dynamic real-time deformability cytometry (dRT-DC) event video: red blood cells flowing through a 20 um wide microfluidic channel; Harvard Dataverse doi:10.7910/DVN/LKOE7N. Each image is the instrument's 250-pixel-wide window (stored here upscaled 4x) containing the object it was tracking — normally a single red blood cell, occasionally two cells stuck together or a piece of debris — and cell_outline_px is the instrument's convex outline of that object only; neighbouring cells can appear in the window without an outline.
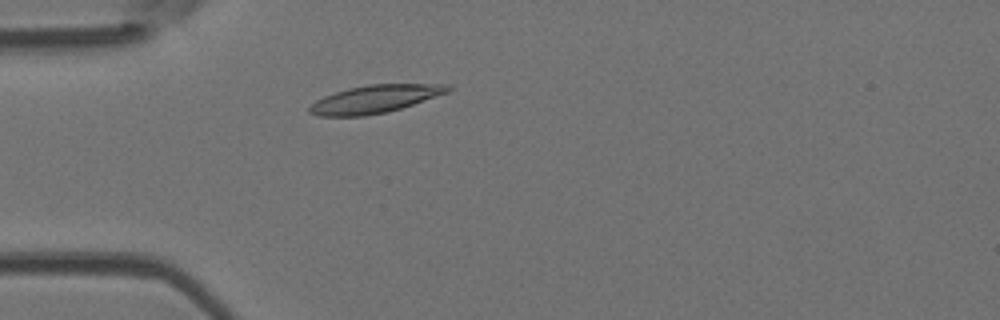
{"species": "Egyptian fruit bat (a non-hibernating species)", "species_latin": "Rousettus aegyptiacus", "temperature_condition": "room temperature", "stored_images_in_passage": 47, "camera_frame_rate_fps": 3000, "um_per_image_px": 0.085, "animal": {"sex": "female"}, "frame": {"image": 1, "passage_image": 10, "time_ms": 3.0, "image_size_px": [1000, 320], "cell_outline_px": [[452, 88], [448, 92], [388, 112], [364, 116], [320, 116], [308, 112], [308, 108], [316, 100], [324, 96], [348, 88], [368, 84], [448, 84]], "centroid_in_image_um": [31.84, 8.42], "position_along_channel_um": 53.2, "area_um2": 22.25}}
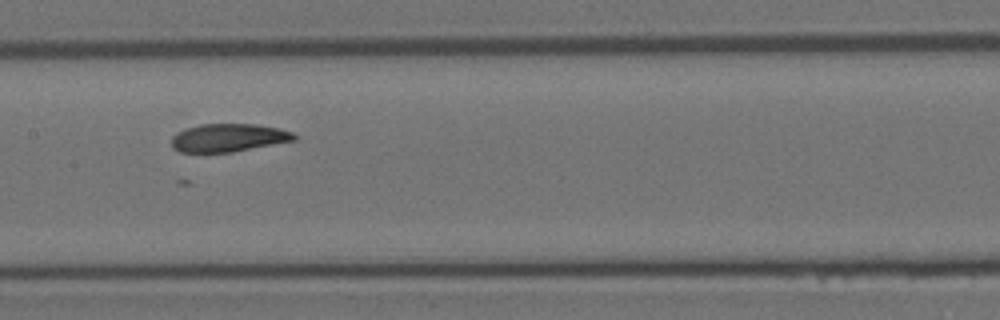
{"frame": {"image": 2, "passage_image": 21, "time_ms": 6.667, "image_size_px": [1000, 320], "cell_outline_px": [[296, 140], [232, 152], [180, 152], [172, 148], [172, 136], [176, 132], [184, 128], [200, 124], [256, 124], [280, 128], [292, 132], [296, 136]], "centroid_in_image_um": [19.4, 11.7], "position_along_channel_um": 188.0, "area_um2": 20.17}}
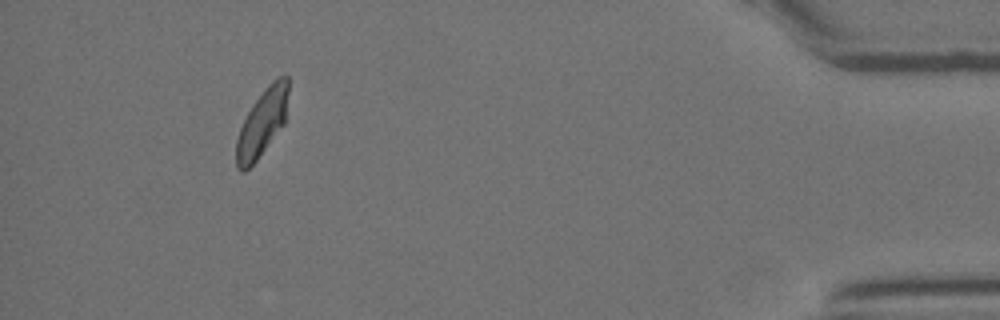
{"frame": {"image": 3, "passage_image": 43, "time_ms": 14.0, "image_size_px": [1000, 320], "cell_outline_px": [[288, 92], [284, 124], [256, 160], [244, 172], [240, 172], [236, 168], [236, 140], [240, 128], [252, 104], [264, 88], [276, 76], [288, 76]], "centroid_in_image_um": [22.27, 10.42], "position_along_channel_um": 412.9, "area_um2": 20.17}}